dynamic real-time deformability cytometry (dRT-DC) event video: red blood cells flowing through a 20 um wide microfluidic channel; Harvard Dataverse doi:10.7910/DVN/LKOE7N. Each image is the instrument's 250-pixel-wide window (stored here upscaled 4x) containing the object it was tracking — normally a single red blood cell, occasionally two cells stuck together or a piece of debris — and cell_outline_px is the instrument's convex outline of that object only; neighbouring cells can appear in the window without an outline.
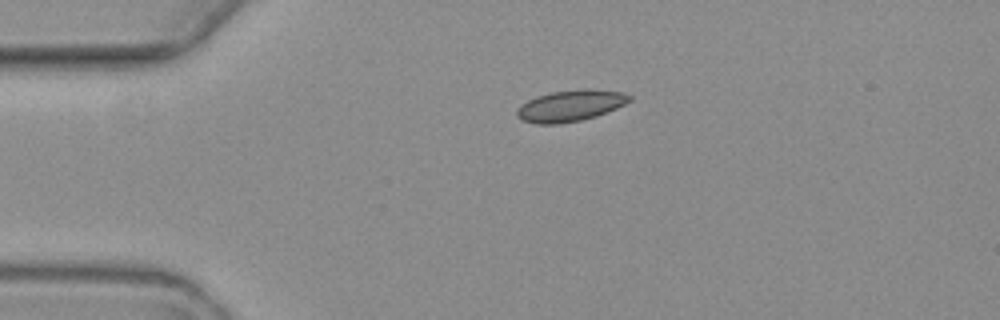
{"species": "common noctule bat (a hibernating species)", "species_latin": "Nyctalus noctula", "temperature_condition": "warm", "stored_images_in_passage": 2, "camera_frame_rate_fps": 3000, "um_per_image_px": 0.085, "animal": {"sex": "female", "body_mass_g": 19.3, "forearm_length_mm": 54.1}, "frame": {"image": 1, "passage_image": 1, "time_ms": 0.0, "image_size_px": [1000, 320], "cell_outline_px": [[632, 100], [616, 108], [596, 116], [580, 120], [560, 124], [536, 124], [520, 120], [516, 116], [516, 112], [528, 100], [536, 96], [552, 92], [584, 88], [588, 88], [624, 92], [632, 96]], "centroid_in_image_um": [48.51, 8.98], "position_along_channel_um": 36.5, "area_um2": 20.58}}